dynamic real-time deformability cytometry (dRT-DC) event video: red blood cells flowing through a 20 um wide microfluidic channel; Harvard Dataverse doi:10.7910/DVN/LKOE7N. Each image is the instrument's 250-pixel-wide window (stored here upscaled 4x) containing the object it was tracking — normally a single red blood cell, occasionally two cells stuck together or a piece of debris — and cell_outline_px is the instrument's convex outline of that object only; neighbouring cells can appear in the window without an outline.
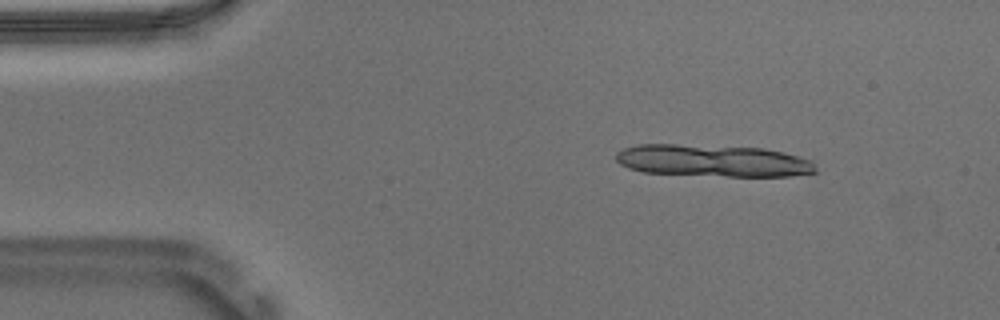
{"species": "Egyptian fruit bat (a non-hibernating species)", "species_latin": "Rousettus aegyptiacus", "temperature_condition": "warm", "stored_images_in_passage": 12, "camera_frame_rate_fps": 3000, "um_per_image_px": 0.085, "animal": {"sex": "male"}, "frame": {"image": 1, "passage_image": 6, "time_ms": 1.667, "image_size_px": [1000, 320], "cell_outline_px": [[816, 172], [792, 176], [728, 176], [644, 172], [628, 168], [620, 164], [616, 160], [616, 152], [624, 148], [636, 144], [676, 144], [764, 148], [784, 152], [812, 160], [816, 168]], "centroid_in_image_um": [60.6, 13.65], "position_along_channel_um": 24.4, "area_um2": 37.34}}